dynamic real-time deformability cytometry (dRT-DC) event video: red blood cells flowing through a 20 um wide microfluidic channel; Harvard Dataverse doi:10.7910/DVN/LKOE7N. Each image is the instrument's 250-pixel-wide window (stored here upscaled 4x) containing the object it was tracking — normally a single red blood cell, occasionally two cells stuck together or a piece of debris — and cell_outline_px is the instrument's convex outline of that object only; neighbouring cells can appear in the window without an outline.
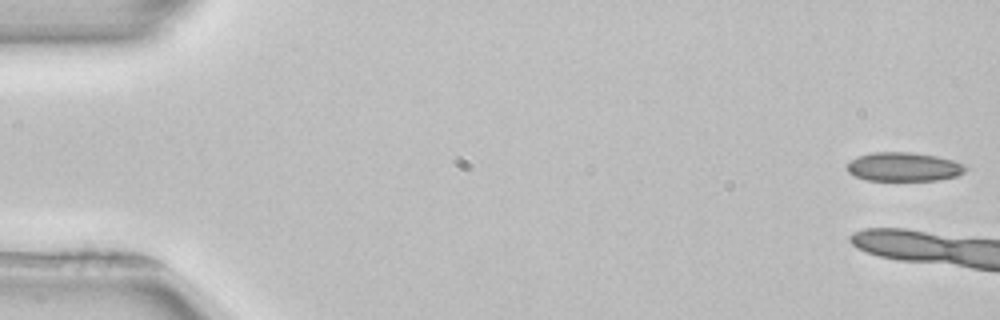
{"species": "common noctule bat (a hibernating species)", "species_latin": "Nyctalus noctula", "temperature_condition": "room temperature", "stored_images_in_passage": 5, "camera_frame_rate_fps": 3000, "um_per_image_px": 0.085, "animal": {"sex": "female", "body_mass_g": 22.7, "forearm_length_mm": 54.2}, "frame": {"image": 1, "passage_image": 1, "time_ms": 0.0, "image_size_px": [1000, 320], "cell_outline_px": [[968, 168], [964, 172], [956, 176], [936, 180], [868, 180], [856, 176], [848, 172], [848, 164], [856, 156], [872, 152], [912, 152], [936, 156], [952, 160], [964, 164]], "centroid_in_image_um": [76.83, 14.17], "position_along_channel_um": 8.2, "area_um2": 19.83}}